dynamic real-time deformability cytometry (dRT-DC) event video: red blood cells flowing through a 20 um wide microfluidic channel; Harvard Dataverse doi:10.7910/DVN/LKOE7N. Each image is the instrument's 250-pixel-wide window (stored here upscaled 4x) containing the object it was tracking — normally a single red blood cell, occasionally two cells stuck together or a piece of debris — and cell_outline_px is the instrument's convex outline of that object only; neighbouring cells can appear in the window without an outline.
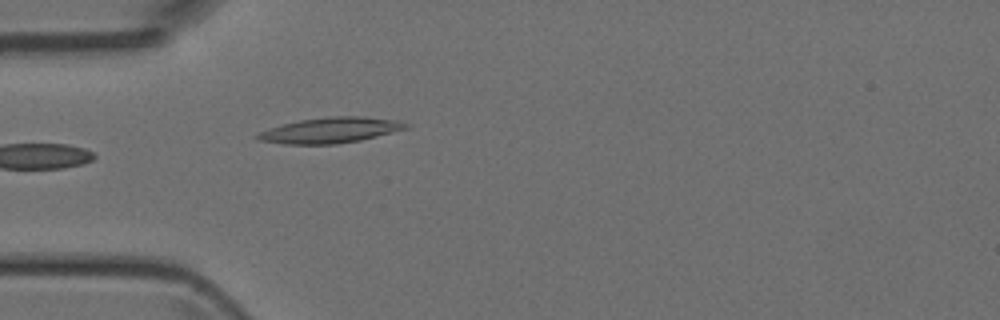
{"species": "Egyptian fruit bat (a non-hibernating species)", "species_latin": "Rousettus aegyptiacus", "temperature_condition": "room temperature", "stored_images_in_passage": 4, "camera_frame_rate_fps": 3000, "um_per_image_px": 0.085, "animal": {"sex": "female"}, "frame": {"image": 1, "passage_image": 4, "time_ms": 1.0, "image_size_px": [1000, 320], "cell_outline_px": [[412, 124], [408, 128], [360, 140], [336, 144], [284, 144], [260, 140], [252, 136], [268, 128], [300, 120], [332, 116], [364, 116], [396, 120]], "centroid_in_image_um": [28.09, 11.06], "position_along_channel_um": 56.9, "area_um2": 22.02}}